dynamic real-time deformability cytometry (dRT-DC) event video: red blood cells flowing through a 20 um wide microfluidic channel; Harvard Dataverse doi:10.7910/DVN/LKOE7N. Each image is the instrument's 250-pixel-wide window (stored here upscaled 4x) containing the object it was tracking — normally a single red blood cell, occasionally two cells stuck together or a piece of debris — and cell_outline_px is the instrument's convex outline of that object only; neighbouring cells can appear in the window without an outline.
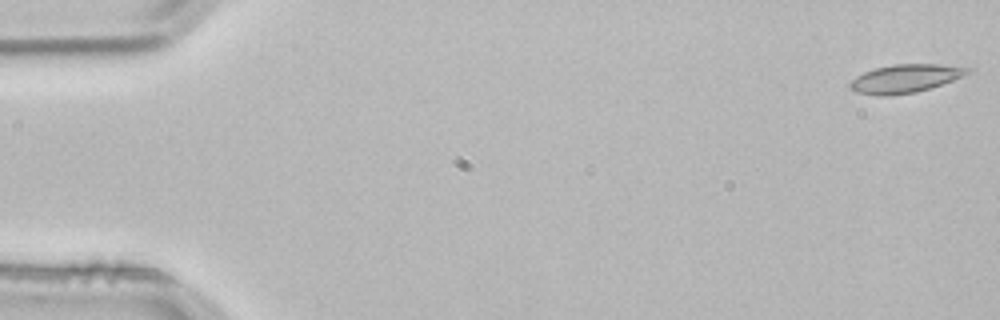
{"species": "common noctule bat (a hibernating species)", "species_latin": "Nyctalus noctula", "temperature_condition": "room temperature", "stored_images_in_passage": 4, "camera_frame_rate_fps": 3000, "um_per_image_px": 0.085, "animal": {"sex": "male", "body_mass_g": 21.5, "forearm_length_mm": 52.0}, "frame": {"image": 1, "passage_image": 1, "time_ms": 0.0, "image_size_px": [1000, 320], "cell_outline_px": [[972, 72], [964, 76], [916, 92], [888, 96], [876, 96], [856, 92], [848, 88], [848, 84], [856, 76], [864, 72], [876, 68], [892, 64], [940, 64], [972, 68]], "centroid_in_image_um": [76.92, 6.68], "position_along_channel_um": 8.1, "area_um2": 19.48}}